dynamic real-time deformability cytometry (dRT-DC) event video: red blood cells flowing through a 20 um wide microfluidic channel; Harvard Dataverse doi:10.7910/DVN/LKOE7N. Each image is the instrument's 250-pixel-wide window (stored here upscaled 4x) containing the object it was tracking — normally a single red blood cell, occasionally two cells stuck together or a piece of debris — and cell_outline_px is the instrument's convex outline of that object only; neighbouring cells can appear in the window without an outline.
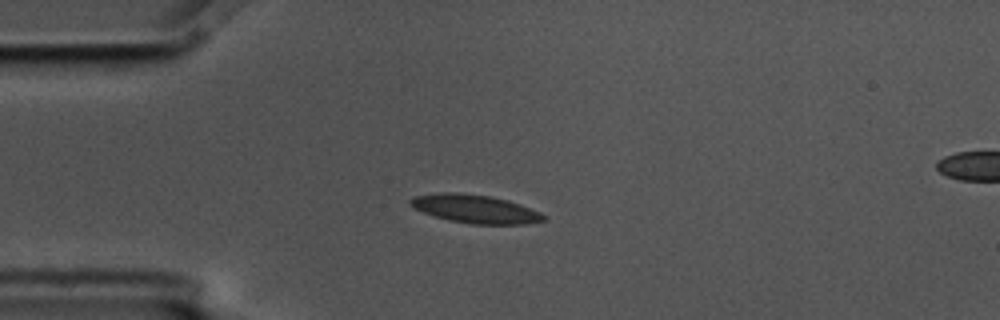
{"species": "common noctule bat (a hibernating species)", "species_latin": "Nyctalus noctula", "temperature_condition": "cold", "stored_images_in_passage": 12, "camera_frame_rate_fps": 3000, "um_per_image_px": 0.085, "animal": {"sex": "male", "body_mass_g": 17.5, "forearm_length_mm": 52.3}, "frame": {"image": 1, "passage_image": 3, "time_ms": 0.667, "image_size_px": [1000, 320], "cell_outline_px": [[548, 216], [544, 220], [524, 224], [472, 224], [448, 220], [412, 208], [408, 204], [408, 200], [412, 196], [440, 192], [456, 192], [492, 196], [508, 200], [520, 204], [540, 212]], "centroid_in_image_um": [40.36, 17.74], "position_along_channel_um": 44.6, "area_um2": 22.2}}
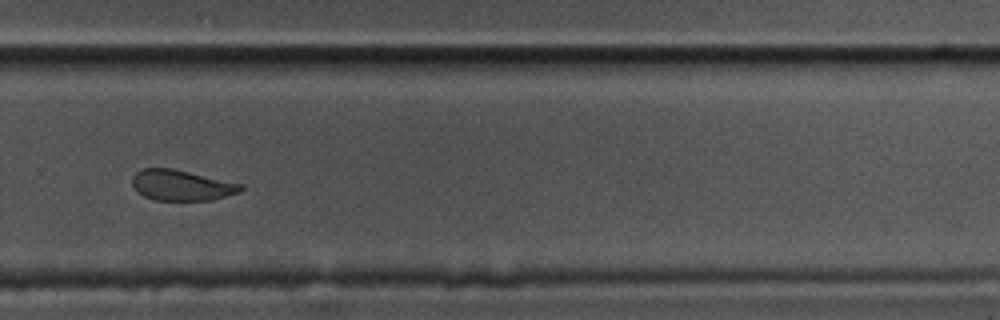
{"frame": {"image": 2, "passage_image": 10, "time_ms": 3.0, "image_size_px": [1000, 320], "cell_outline_px": [[244, 188], [240, 192], [212, 200], [156, 200], [144, 196], [132, 184], [132, 176], [140, 168], [172, 168], [244, 184]], "centroid_in_image_um": [15.45, 15.74], "position_along_channel_um": 314.3, "area_um2": 19.36}}
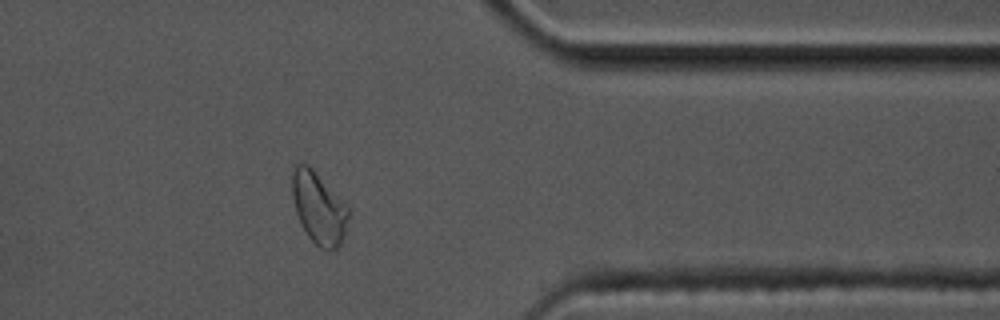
{"frame": {"image": 3, "passage_image": 12, "time_ms": 3.667, "image_size_px": [1000, 320], "cell_outline_px": [[352, 212], [344, 236], [340, 244], [332, 252], [328, 252], [320, 248], [308, 236], [296, 212], [292, 196], [292, 164], [308, 164], [344, 200]], "centroid_in_image_um": [27.14, 17.68], "position_along_channel_um": 384.3, "area_um2": 24.04}}